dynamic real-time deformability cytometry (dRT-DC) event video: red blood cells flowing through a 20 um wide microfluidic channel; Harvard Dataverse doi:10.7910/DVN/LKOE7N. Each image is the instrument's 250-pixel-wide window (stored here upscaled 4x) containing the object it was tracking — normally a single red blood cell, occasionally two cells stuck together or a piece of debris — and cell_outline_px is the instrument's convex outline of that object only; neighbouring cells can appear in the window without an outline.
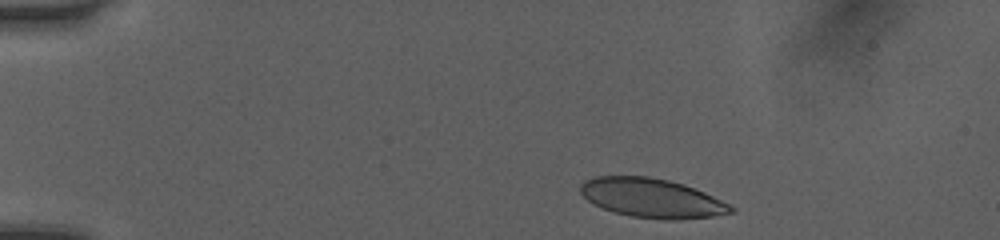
{"species": "human", "species_latin": "Homo sapiens", "temperature_condition": "room temperature", "stored_images_in_passage": 43, "camera_frame_rate_fps": 3000, "um_per_image_px": 0.085, "donor": {"sex": "female"}, "frame": {"image": 1, "passage_image": 2, "time_ms": 0.333, "image_size_px": [1000, 240], "cell_outline_px": [[736, 212], [712, 216], [680, 220], [668, 220], [632, 216], [612, 212], [588, 200], [580, 192], [580, 184], [584, 180], [592, 176], [648, 176], [668, 180], [684, 184], [704, 192], [736, 208]], "centroid_in_image_um": [55.4, 16.83], "position_along_channel_um": 29.6, "area_um2": 34.33}}
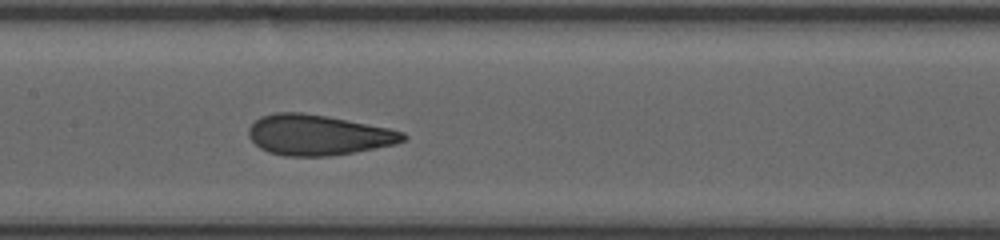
{"frame": {"image": 2, "passage_image": 19, "time_ms": 6.0, "image_size_px": [1000, 240], "cell_outline_px": [[408, 136], [404, 140], [396, 144], [332, 156], [284, 156], [268, 152], [260, 148], [248, 136], [248, 128], [260, 116], [276, 112], [300, 112], [328, 116], [388, 128], [404, 132]], "centroid_in_image_um": [27.02, 11.47], "position_along_channel_um": 180.4, "area_um2": 36.41}}
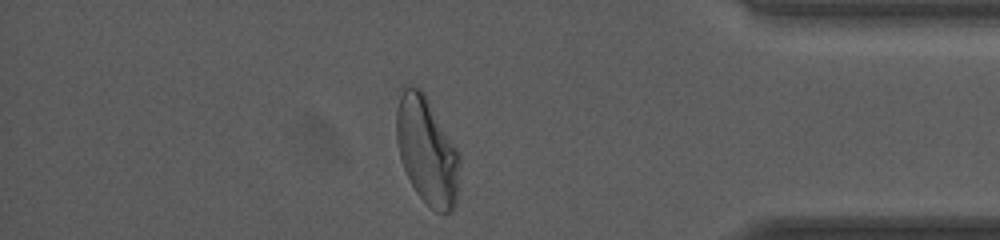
{"frame": {"image": 3, "passage_image": 37, "time_ms": 12.0, "image_size_px": [1000, 240], "cell_outline_px": [[460, 160], [456, 204], [452, 212], [436, 212], [416, 192], [404, 168], [400, 156], [396, 140], [396, 108], [404, 84], [408, 84], [420, 88], [424, 92], [460, 152]], "centroid_in_image_um": [36.3, 12.77], "position_along_channel_um": 398.9, "area_um2": 39.77}, "authors_computed_cell_mechanics": {"area_um2": 36.2984, "velocity_mm_per_s": 4.0648, "shape_relaxation_time_tau1_ms": 7.7793, "shape_relaxation_time_tau2_ms": 0.7873, "deformation_change_tau1": 0.2331, "deformation_change_tau2": 0.0682}}